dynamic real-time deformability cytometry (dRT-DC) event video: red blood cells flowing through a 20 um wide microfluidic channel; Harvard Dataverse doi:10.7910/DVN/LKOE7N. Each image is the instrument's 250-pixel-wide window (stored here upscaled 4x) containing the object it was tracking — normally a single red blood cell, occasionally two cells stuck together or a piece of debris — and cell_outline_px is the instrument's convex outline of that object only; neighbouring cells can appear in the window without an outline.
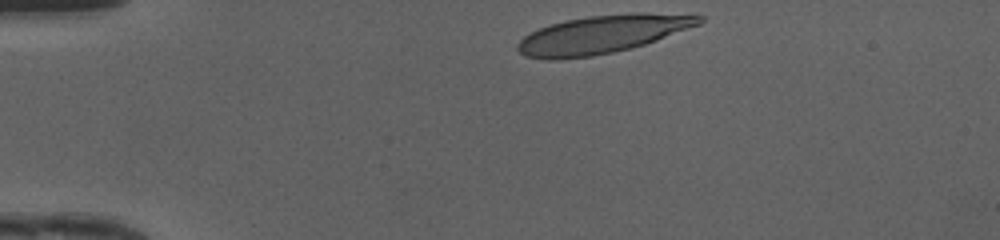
{"species": "human", "species_latin": "Homo sapiens", "temperature_condition": "cold", "stored_images_in_passage": 32, "camera_frame_rate_fps": 3000, "um_per_image_px": 0.085, "donor": {"sex": "female"}, "frame": {"image": 1, "passage_image": 1, "time_ms": 0.0, "image_size_px": [1000, 240], "cell_outline_px": [[704, 20], [700, 24], [656, 40], [632, 48], [592, 56], [560, 60], [544, 60], [524, 56], [516, 48], [516, 44], [524, 36], [548, 24], [564, 20], [588, 16], [632, 12], [644, 12], [704, 16]], "centroid_in_image_um": [51.15, 2.92], "position_along_channel_um": 33.9, "area_um2": 40.46}}
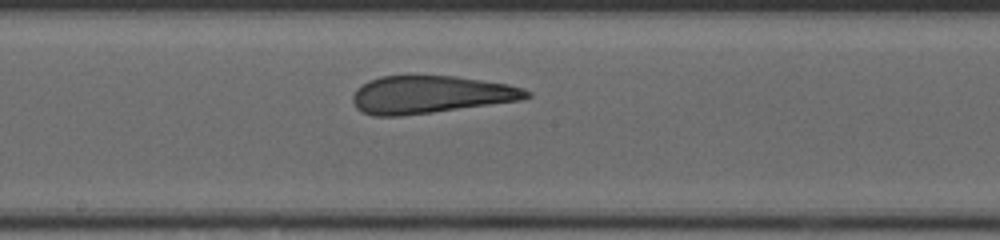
{"frame": {"image": 2, "passage_image": 18, "time_ms": 5.667, "image_size_px": [1000, 240], "cell_outline_px": [[532, 96], [520, 100], [432, 112], [400, 116], [372, 116], [360, 112], [356, 108], [352, 100], [352, 96], [356, 88], [368, 80], [380, 76], [456, 76], [508, 84], [524, 88], [532, 92]], "centroid_in_image_um": [36.56, 8.04], "position_along_channel_um": 211.6, "area_um2": 38.15}}
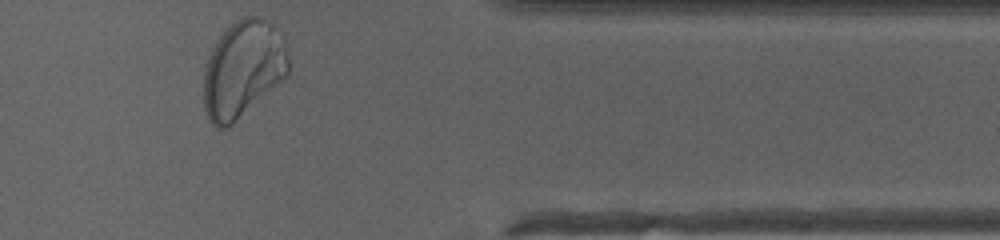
{"frame": {"image": 3, "passage_image": 32, "time_ms": 10.333, "image_size_px": [1000, 240], "cell_outline_px": [[288, 72], [280, 80], [228, 128], [216, 128], [208, 120], [204, 108], [204, 72], [212, 48], [216, 40], [240, 16], [260, 16], [272, 24], [288, 52]], "centroid_in_image_um": [20.6, 5.88], "position_along_channel_um": 390.8, "area_um2": 46.99}, "authors_computed_cell_mechanics": {"area_um2": 39.3907, "velocity_mm_per_s": 4.172, "shape_relaxation_time_tau1_ms": 7.7665, "shape_relaxation_time_tau2_ms": 1.1047, "deformation_change_tau1": 0.2995, "deformation_change_tau2": 0.0973}}